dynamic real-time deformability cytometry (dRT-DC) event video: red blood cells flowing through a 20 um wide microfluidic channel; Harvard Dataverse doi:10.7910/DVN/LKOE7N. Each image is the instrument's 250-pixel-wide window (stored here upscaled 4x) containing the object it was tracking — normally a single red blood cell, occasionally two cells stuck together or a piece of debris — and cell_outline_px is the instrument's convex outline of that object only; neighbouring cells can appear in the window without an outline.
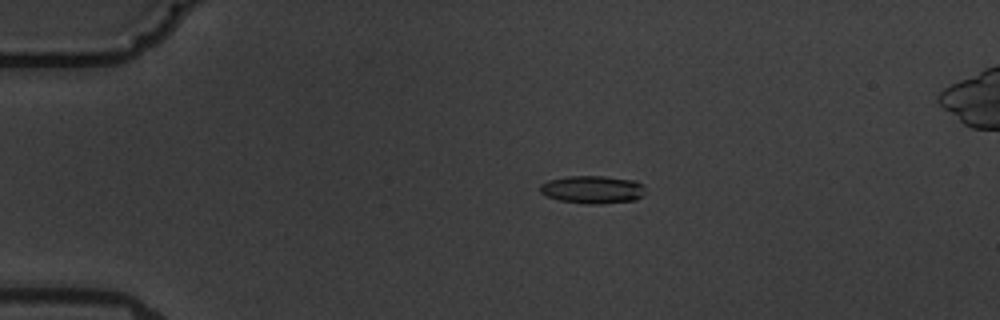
{"species": "common noctule bat (a hibernating species)", "species_latin": "Nyctalus noctula", "temperature_condition": "warm", "stored_images_in_passage": 16, "camera_frame_rate_fps": 3000, "um_per_image_px": 0.085, "animal": {"sex": "male", "body_mass_g": 19.5, "forearm_length_mm": 54.6}, "frame": {"image": 1, "passage_image": 4, "time_ms": 4.333, "image_size_px": [1000, 320], "cell_outline_px": [[644, 192], [636, 200], [600, 204], [588, 204], [560, 200], [548, 196], [540, 192], [540, 184], [548, 180], [568, 176], [604, 176], [636, 180], [644, 184]], "centroid_in_image_um": [50.39, 16.1], "position_along_channel_um": 34.6, "area_um2": 17.11}}
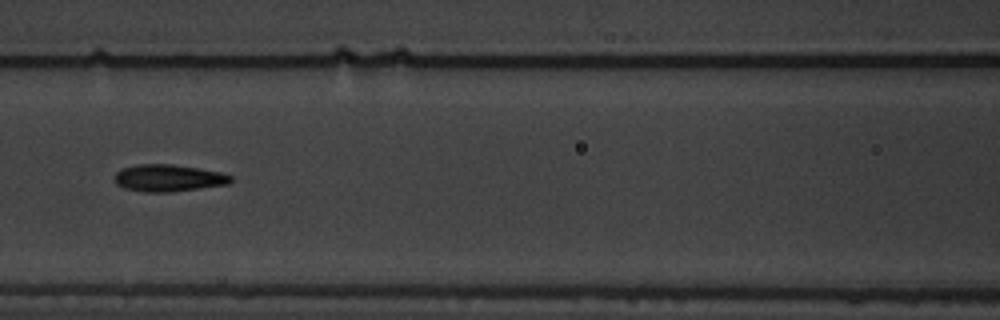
{"frame": {"image": 2, "passage_image": 8, "time_ms": 9.0, "image_size_px": [1000, 320], "cell_outline_px": [[232, 180], [228, 184], [172, 192], [144, 192], [124, 188], [116, 184], [116, 172], [124, 168], [136, 164], [172, 164], [220, 172], [232, 176]], "centroid_in_image_um": [14.31, 15.14], "position_along_channel_um": 152.3, "area_um2": 18.15}}
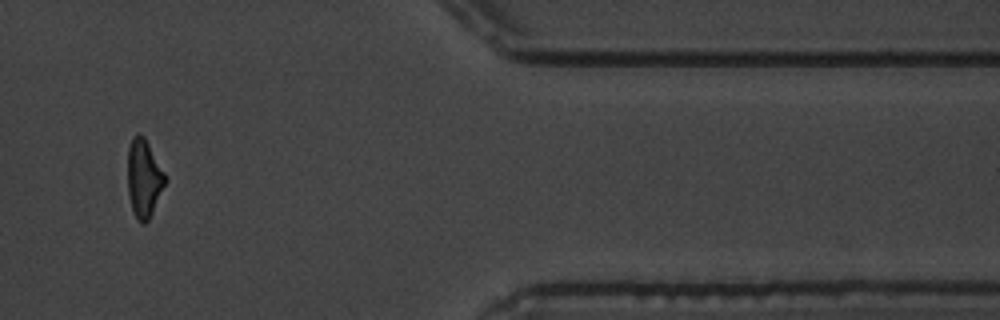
{"frame": {"image": 3, "passage_image": 14, "time_ms": 16.667, "image_size_px": [1000, 320], "cell_outline_px": [[168, 180], [148, 220], [144, 224], [140, 224], [132, 208], [128, 192], [128, 148], [132, 136], [144, 136], [164, 172]], "centroid_in_image_um": [12.24, 15.17], "position_along_channel_um": 399.2, "area_um2": 16.82}, "authors_computed_cell_mechanics": {"area_um2": 17.1666, "velocity_mm_per_s": 3.6117, "shape_relaxation_time_tau1_ms": 3.6372, "shape_relaxation_time_tau2_ms": 2.512, "deformation_change_tau1": 0.1458, "deformation_change_tau2": 0.0982}}